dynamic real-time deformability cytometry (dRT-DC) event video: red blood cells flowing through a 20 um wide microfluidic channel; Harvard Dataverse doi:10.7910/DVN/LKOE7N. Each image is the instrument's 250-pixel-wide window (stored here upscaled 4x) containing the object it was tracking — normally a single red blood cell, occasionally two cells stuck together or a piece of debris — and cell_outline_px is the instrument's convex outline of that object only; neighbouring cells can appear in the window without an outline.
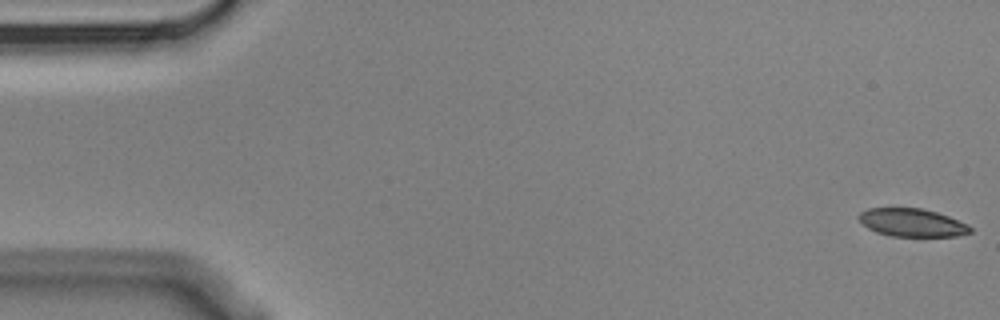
{"species": "Egyptian fruit bat (a non-hibernating species)", "species_latin": "Rousettus aegyptiacus", "temperature_condition": "cold", "stored_images_in_passage": 6, "segment_of_instrument_passage": [2, 2], "camera_frame_rate_fps": 3000, "um_per_image_px": 0.085, "animal": {"sex": "male"}, "frame": {"image": 1, "passage_image": 6, "time_ms": 1.667, "image_size_px": [1000, 320], "cell_outline_px": [[972, 232], [956, 236], [892, 236], [876, 232], [868, 228], [856, 216], [860, 212], [868, 208], [920, 208], [936, 212], [948, 216], [968, 224], [972, 228]], "centroid_in_image_um": [77.52, 18.92], "position_along_channel_um": 7.5, "area_um2": 18.15}}